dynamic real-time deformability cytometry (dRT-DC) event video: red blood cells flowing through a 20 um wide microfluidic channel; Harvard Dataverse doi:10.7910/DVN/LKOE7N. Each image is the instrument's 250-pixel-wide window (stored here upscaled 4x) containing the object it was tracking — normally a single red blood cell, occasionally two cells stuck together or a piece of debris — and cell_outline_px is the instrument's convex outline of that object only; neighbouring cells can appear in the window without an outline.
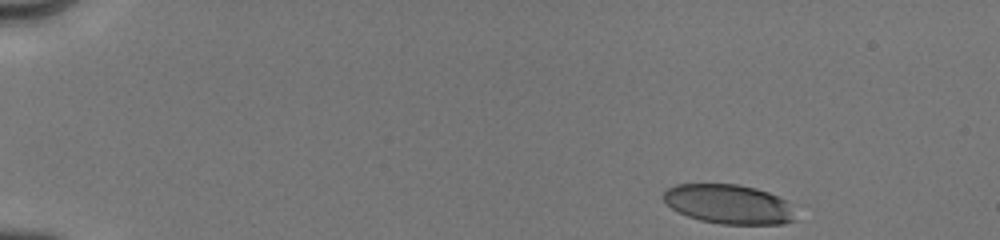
{"species": "human", "species_latin": "Homo sapiens", "temperature_condition": "cold", "stored_images_in_passage": 41, "camera_frame_rate_fps": 3000, "um_per_image_px": 0.085, "donor": {"sex": "male"}, "frame": {"image": 1, "passage_image": 1, "time_ms": 0.0, "image_size_px": [1000, 240], "cell_outline_px": [[796, 220], [784, 224], [720, 224], [700, 220], [688, 216], [672, 208], [664, 200], [664, 192], [668, 188], [676, 184], [736, 184], [756, 188], [768, 192], [784, 200]], "centroid_in_image_um": [61.91, 17.35], "position_along_channel_um": 23.1, "area_um2": 29.88}}
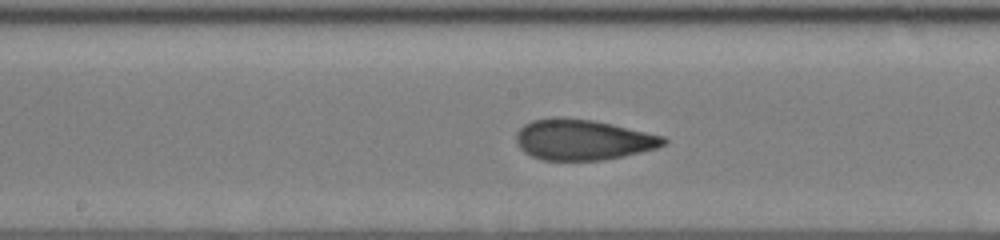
{"frame": {"image": 2, "passage_image": 24, "time_ms": 7.333, "image_size_px": [1000, 240], "cell_outline_px": [[668, 140], [664, 144], [656, 148], [624, 156], [600, 160], [544, 160], [532, 156], [524, 152], [516, 144], [516, 132], [524, 124], [532, 120], [556, 116], [592, 120], [612, 124], [664, 136]], "centroid_in_image_um": [49.5, 11.87], "position_along_channel_um": 198.7, "area_um2": 34.91}}
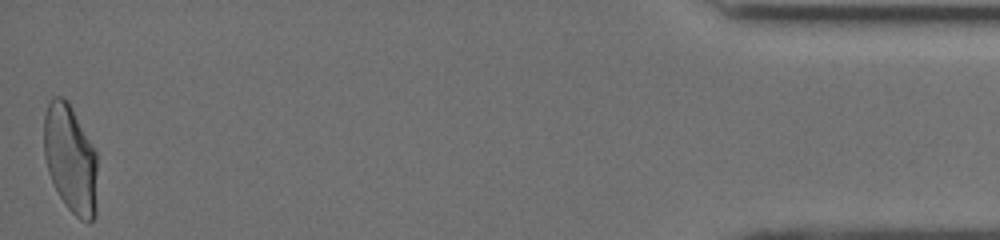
{"frame": {"image": 3, "passage_image": 41, "time_ms": 15.0, "image_size_px": [1000, 240], "cell_outline_px": [[96, 216], [88, 224], [80, 220], [68, 208], [60, 196], [48, 172], [44, 156], [44, 116], [48, 104], [52, 96], [64, 96], [68, 100], [96, 152]], "centroid_in_image_um": [5.98, 13.5], "position_along_channel_um": 429.2, "area_um2": 33.76}, "authors_computed_cell_mechanics": {"area_um2": 33.9864, "velocity_mm_per_s": 4.0142, "shape_relaxation_time_tau1_ms": 6.1278, "shape_relaxation_time_tau2_ms": 1.1341, "deformation_change_tau1": 0.2078, "deformation_change_tau2": 0.0785}}